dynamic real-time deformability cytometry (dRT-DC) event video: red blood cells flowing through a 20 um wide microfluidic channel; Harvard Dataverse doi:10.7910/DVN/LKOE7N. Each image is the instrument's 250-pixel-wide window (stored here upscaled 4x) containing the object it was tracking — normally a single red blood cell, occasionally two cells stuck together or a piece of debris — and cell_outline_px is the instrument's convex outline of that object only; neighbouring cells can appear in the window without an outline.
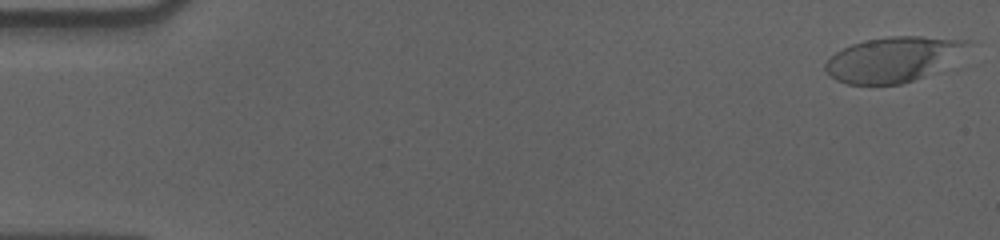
{"species": "human", "species_latin": "Homo sapiens", "temperature_condition": "cold", "stored_images_in_passage": 57, "camera_frame_rate_fps": 3000, "um_per_image_px": 0.085, "donor": {"sex": "male"}, "frame": {"image": 1, "passage_image": 1, "time_ms": 0.0, "image_size_px": [1000, 240], "cell_outline_px": [[972, 40], [968, 44], [936, 72], [900, 84], [848, 84], [836, 80], [824, 68], [824, 64], [836, 52], [852, 44], [864, 40], [888, 36], [924, 36]], "centroid_in_image_um": [75.86, 5.03], "position_along_channel_um": 9.1, "area_um2": 36.65}}
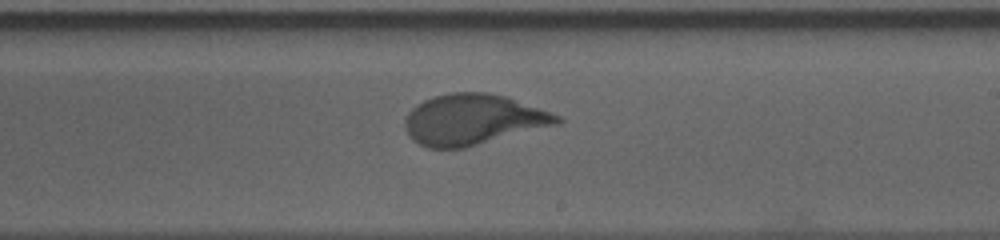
{"frame": {"image": 2, "passage_image": 34, "time_ms": 11.0, "image_size_px": [1000, 240], "cell_outline_px": [[564, 120], [560, 124], [464, 148], [428, 148], [412, 140], [408, 136], [404, 128], [404, 120], [408, 112], [416, 104], [424, 100], [436, 96], [452, 92], [488, 92], [504, 96], [560, 116]], "centroid_in_image_um": [40.17, 10.17], "position_along_channel_um": 248.8, "area_um2": 44.85}}
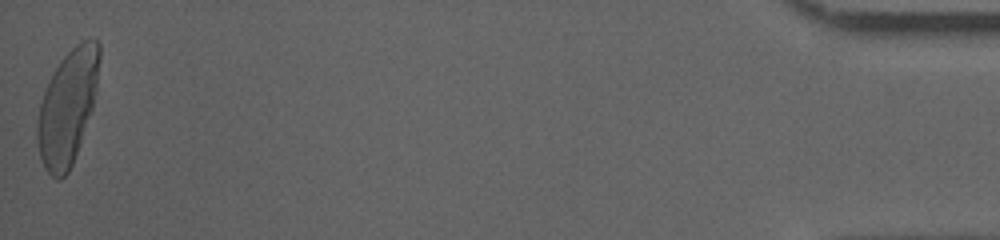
{"frame": {"image": 3, "passage_image": 57, "time_ms": 18.667, "image_size_px": [1000, 240], "cell_outline_px": [[100, 56], [96, 92], [92, 108], [72, 164], [68, 172], [60, 180], [56, 180], [44, 168], [40, 156], [36, 140], [36, 124], [40, 104], [48, 80], [52, 72], [60, 60], [76, 44], [88, 36], [92, 36], [100, 44]], "centroid_in_image_um": [5.73, 9.06], "position_along_channel_um": 429.5, "area_um2": 41.5}, "authors_computed_cell_mechanics": {"area_um2": 42.772, "velocity_mm_per_s": 3.5621, "shape_relaxation_time_tau1_ms": 3.9132, "shape_relaxation_time_tau2_ms": null, "deformation_change_tau1": 0.1939, "deformation_change_tau2": null}}